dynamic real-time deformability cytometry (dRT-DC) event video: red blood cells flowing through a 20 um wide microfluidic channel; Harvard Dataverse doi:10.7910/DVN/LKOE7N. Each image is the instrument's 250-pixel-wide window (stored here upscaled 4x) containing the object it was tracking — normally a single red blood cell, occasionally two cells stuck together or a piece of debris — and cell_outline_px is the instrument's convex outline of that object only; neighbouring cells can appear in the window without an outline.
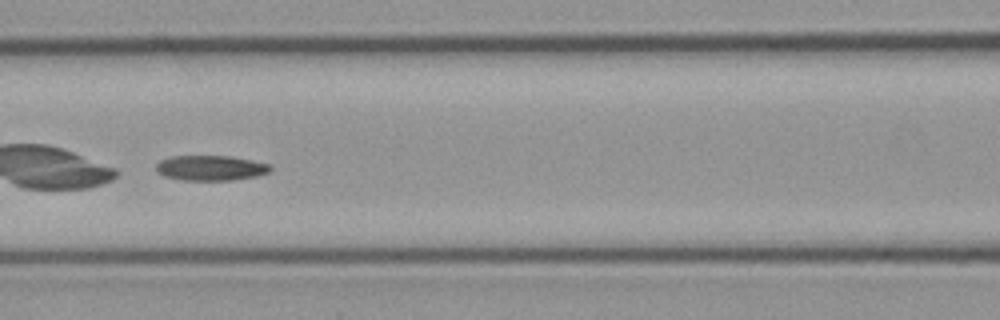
{"species": "common noctule bat (a hibernating species)", "species_latin": "Nyctalus noctula", "temperature_condition": "cold", "stored_images_in_passage": 42, "camera_frame_rate_fps": 3000, "um_per_image_px": 0.085, "animal": {"sex": "male", "body_mass_g": 23.1, "forearm_length_mm": 52.7}, "frame": {"image": 1, "passage_image": 19, "time_ms": 6.0, "image_size_px": [1000, 320], "cell_outline_px": [[272, 168], [268, 172], [256, 176], [232, 180], [180, 180], [164, 176], [156, 168], [156, 164], [160, 160], [172, 156], [228, 156], [252, 160], [272, 164]], "centroid_in_image_um": [17.92, 14.27], "position_along_channel_um": 148.7, "area_um2": 16.7}}